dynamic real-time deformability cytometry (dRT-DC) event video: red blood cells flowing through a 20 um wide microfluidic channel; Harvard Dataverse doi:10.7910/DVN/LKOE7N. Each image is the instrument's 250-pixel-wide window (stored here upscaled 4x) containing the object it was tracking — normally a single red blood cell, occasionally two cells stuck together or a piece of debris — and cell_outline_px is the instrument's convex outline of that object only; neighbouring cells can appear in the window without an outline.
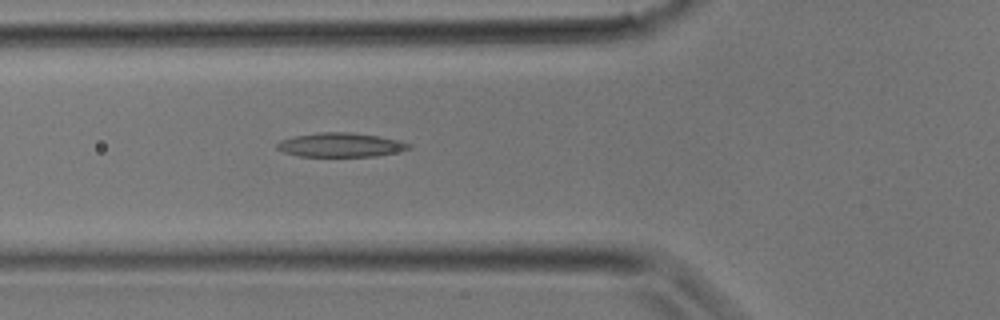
{"species": "common noctule bat (a hibernating species)", "species_latin": "Nyctalus noctula", "temperature_condition": "room temperature", "stored_images_in_passage": 5, "camera_frame_rate_fps": 3000, "um_per_image_px": 0.085, "animal": {"sex": "male", "body_mass_g": 17.9}, "frame": {"image": 1, "passage_image": 3, "time_ms": 0.667, "image_size_px": [1000, 320], "cell_outline_px": [[412, 148], [396, 152], [376, 156], [300, 156], [284, 152], [276, 148], [276, 144], [280, 140], [292, 136], [316, 132], [348, 132], [380, 136], [400, 140], [412, 144]], "centroid_in_image_um": [28.96, 12.3], "position_along_channel_um": 96.8, "area_um2": 18.67}}
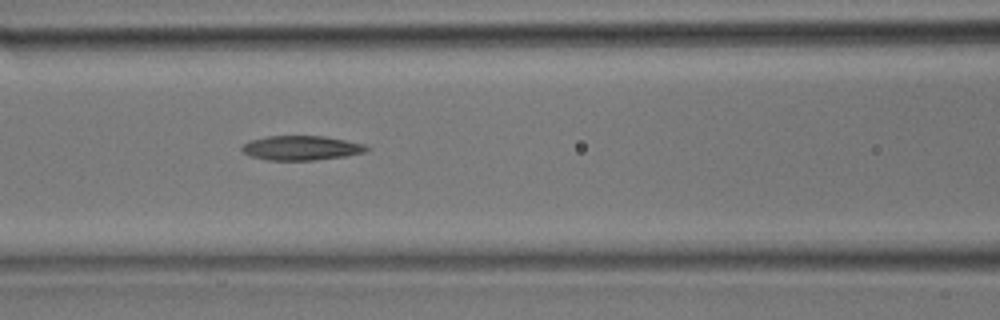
{"frame": {"image": 2, "passage_image": 5, "time_ms": 1.333, "image_size_px": [1000, 320], "cell_outline_px": [[372, 148], [364, 152], [348, 156], [316, 160], [268, 160], [252, 156], [244, 152], [240, 148], [248, 140], [268, 136], [324, 136], [364, 144]], "centroid_in_image_um": [25.63, 12.57], "position_along_channel_um": 141.0, "area_um2": 17.8}}